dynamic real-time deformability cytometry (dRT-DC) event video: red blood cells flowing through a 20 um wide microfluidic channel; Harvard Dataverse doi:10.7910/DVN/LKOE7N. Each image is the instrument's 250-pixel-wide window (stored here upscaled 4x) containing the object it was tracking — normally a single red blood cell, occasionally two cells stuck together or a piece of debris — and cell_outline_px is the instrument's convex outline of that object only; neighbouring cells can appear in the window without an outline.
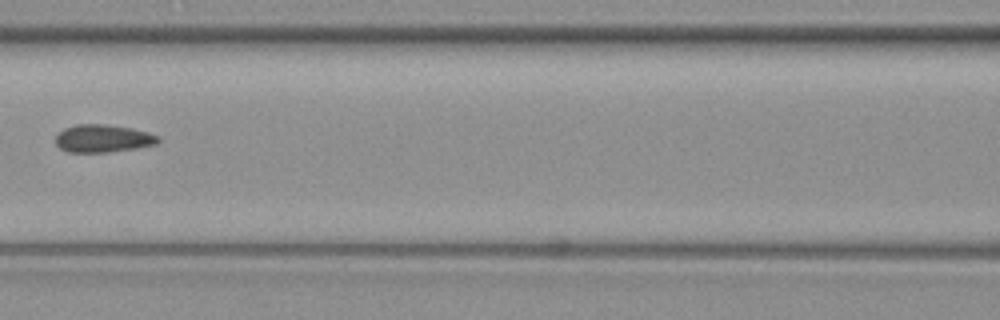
{"species": "common noctule bat (a hibernating species)", "species_latin": "Nyctalus noctula", "temperature_condition": "warm", "stored_images_in_passage": 4, "camera_frame_rate_fps": 3000, "um_per_image_px": 0.085, "animal": {"sex": "female", "body_mass_g": 19.3, "forearm_length_mm": 54.1}, "frame": {"image": 1, "passage_image": 3, "time_ms": 0.667, "image_size_px": [1000, 320], "cell_outline_px": [[160, 140], [156, 144], [136, 148], [108, 152], [68, 152], [60, 148], [56, 144], [56, 136], [64, 128], [76, 124], [104, 124], [132, 128], [148, 132], [160, 136]], "centroid_in_image_um": [8.76, 11.76], "position_along_channel_um": 157.8, "area_um2": 16.59}}
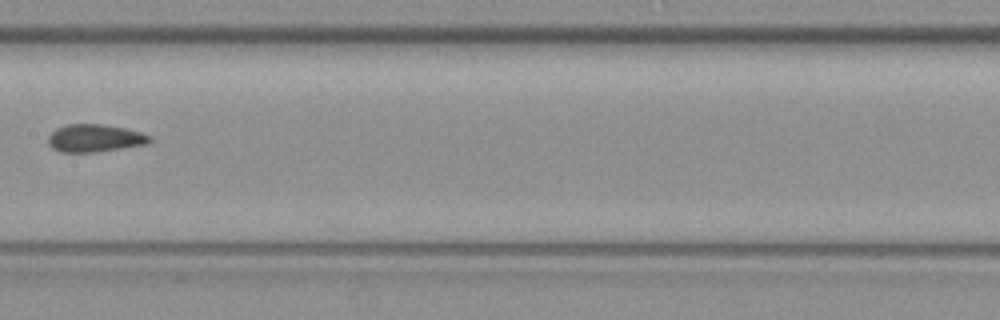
{"frame": {"image": 2, "passage_image": 4, "time_ms": 1.0, "image_size_px": [1000, 320], "cell_outline_px": [[152, 140], [148, 144], [96, 152], [60, 152], [52, 148], [48, 144], [48, 136], [56, 128], [68, 124], [100, 124], [124, 128], [140, 132], [152, 136]], "centroid_in_image_um": [8.06, 11.75], "position_along_channel_um": 199.3, "area_um2": 16.42}}